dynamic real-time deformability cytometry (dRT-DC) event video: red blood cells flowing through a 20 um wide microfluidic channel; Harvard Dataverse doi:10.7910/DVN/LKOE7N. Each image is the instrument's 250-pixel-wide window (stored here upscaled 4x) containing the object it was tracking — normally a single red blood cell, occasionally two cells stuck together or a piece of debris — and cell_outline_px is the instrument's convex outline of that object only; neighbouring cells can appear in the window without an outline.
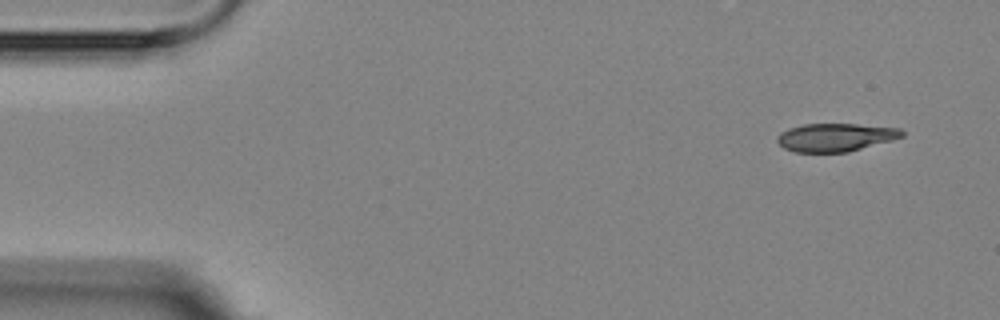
{"species": "Egyptian fruit bat (a non-hibernating species)", "species_latin": "Rousettus aegyptiacus", "temperature_condition": "room temperature", "stored_images_in_passage": 5, "camera_frame_rate_fps": 3000, "um_per_image_px": 0.085, "animal": {"sex": "female"}, "frame": {"image": 1, "passage_image": 1, "time_ms": 0.0, "image_size_px": [1000, 320], "cell_outline_px": [[904, 136], [892, 140], [848, 152], [796, 152], [784, 148], [776, 140], [776, 136], [780, 132], [788, 128], [804, 124], [856, 124], [900, 128], [904, 132]], "centroid_in_image_um": [71.0, 11.67], "position_along_channel_um": 14.0, "area_um2": 20.46}}
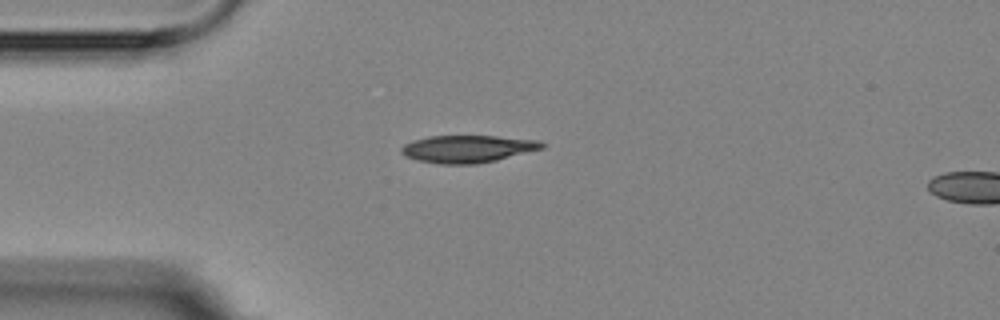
{"frame": {"image": 2, "passage_image": 4, "time_ms": 3.333, "image_size_px": [1000, 320], "cell_outline_px": [[548, 144], [544, 148], [496, 160], [476, 164], [440, 164], [416, 160], [404, 156], [400, 152], [400, 148], [404, 144], [412, 140], [428, 136], [496, 136], [540, 140]], "centroid_in_image_um": [39.74, 12.65], "position_along_channel_um": 45.3, "area_um2": 22.66}}